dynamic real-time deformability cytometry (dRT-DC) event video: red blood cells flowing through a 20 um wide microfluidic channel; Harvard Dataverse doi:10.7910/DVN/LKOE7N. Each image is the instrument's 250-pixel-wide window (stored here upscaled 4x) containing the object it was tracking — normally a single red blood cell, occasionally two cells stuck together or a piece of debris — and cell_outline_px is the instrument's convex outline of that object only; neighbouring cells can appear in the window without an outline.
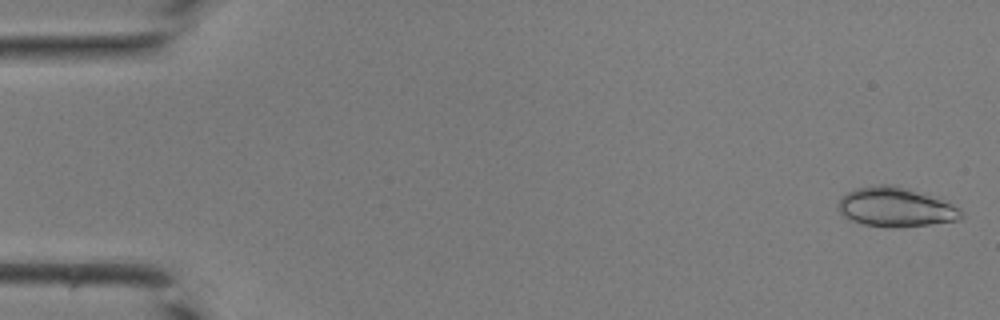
{"species": "common noctule bat (a hibernating species)", "species_latin": "Nyctalus noctula", "temperature_condition": "room temperature", "stored_images_in_passage": 16, "camera_frame_rate_fps": 3000, "um_per_image_px": 0.085, "animal": {"sex": "male", "body_mass_g": 19.0, "forearm_length_mm": 50.8}, "frame": {"image": 1, "passage_image": 1, "time_ms": 0.0, "image_size_px": [1000, 320], "cell_outline_px": [[964, 216], [960, 220], [900, 228], [896, 228], [864, 224], [852, 220], [844, 216], [836, 208], [836, 204], [840, 196], [844, 192], [856, 188], [872, 184], [896, 184], [940, 196], [960, 208], [964, 212]], "centroid_in_image_um": [76.17, 17.57], "position_along_channel_um": 8.8, "area_um2": 29.42}}
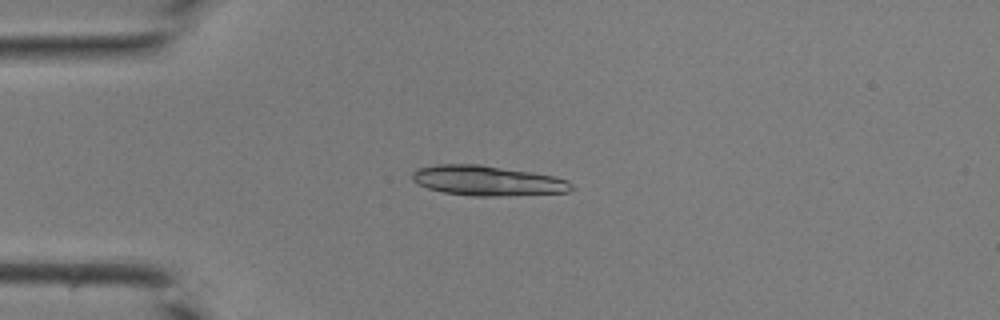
{"frame": {"image": 2, "passage_image": 11, "time_ms": 3.333, "image_size_px": [1000, 320], "cell_outline_px": [[576, 188], [568, 192], [492, 196], [472, 196], [444, 192], [428, 188], [412, 180], [412, 172], [416, 168], [436, 164], [480, 164], [556, 176], [568, 180]], "centroid_in_image_um": [41.44, 15.34], "position_along_channel_um": 43.6, "area_um2": 27.86}}